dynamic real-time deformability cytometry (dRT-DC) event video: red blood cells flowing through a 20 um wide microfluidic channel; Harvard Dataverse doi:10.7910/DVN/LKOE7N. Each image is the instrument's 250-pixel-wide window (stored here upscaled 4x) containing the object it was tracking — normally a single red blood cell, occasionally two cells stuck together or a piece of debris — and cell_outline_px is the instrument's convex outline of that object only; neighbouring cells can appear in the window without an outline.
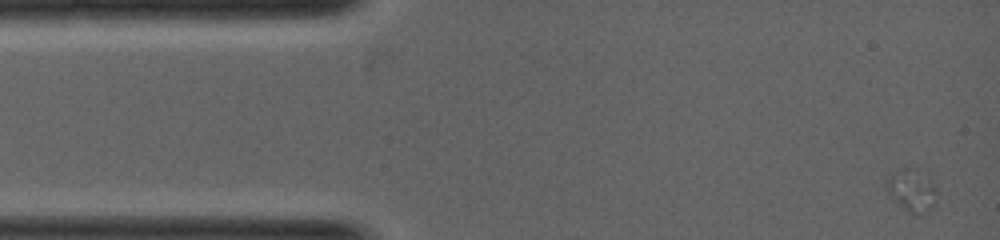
{"species": "common noctule bat (a hibernating species)", "species_latin": "Nyctalus noctula", "temperature_condition": "warm", "stored_images_in_passage": 3, "camera_frame_rate_fps": 5000, "um_per_image_px": 0.085, "animal": {"sex": "female", "body_mass_g": 19.0, "forearm_length_mm": 53.3}, "frame": {"image": 1, "passage_image": 1, "time_ms": 0.0, "image_size_px": [1000, 240], "cell_outline_px": [[936, 204], [920, 216], [916, 216], [908, 212], [896, 204], [888, 196], [884, 184], [896, 168], [904, 164], [928, 172], [936, 188]], "centroid_in_image_um": [77.49, 16.12], "position_along_channel_um": 7.5, "area_um2": 13.58}}